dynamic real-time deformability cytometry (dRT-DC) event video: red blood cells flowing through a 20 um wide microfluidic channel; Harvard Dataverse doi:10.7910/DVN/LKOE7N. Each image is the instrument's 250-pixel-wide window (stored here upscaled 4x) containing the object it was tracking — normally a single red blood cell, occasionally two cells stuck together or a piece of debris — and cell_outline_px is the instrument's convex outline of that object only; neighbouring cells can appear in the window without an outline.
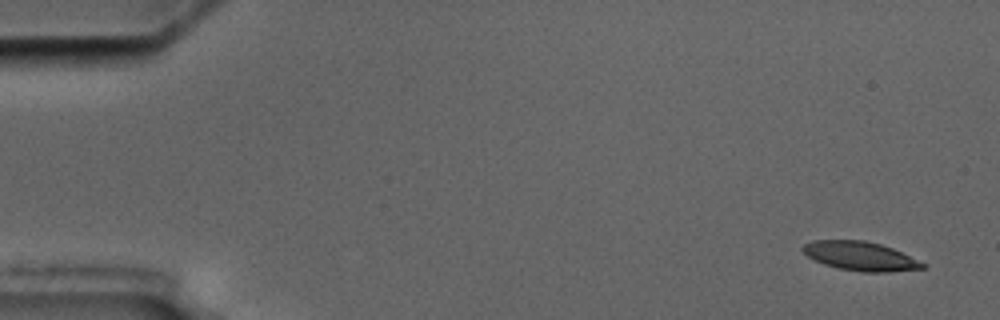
{"species": "common noctule bat (a hibernating species)", "species_latin": "Nyctalus noctula", "temperature_condition": "cold", "stored_images_in_passage": 4, "segment_of_instrument_passage": [1, 2], "camera_frame_rate_fps": 3000, "um_per_image_px": 0.085, "animal": {"sex": "male", "body_mass_g": 17.5, "forearm_length_mm": 52.3}, "frame": {"image": 1, "passage_image": 1, "time_ms": 0.0, "image_size_px": [1000, 320], "cell_outline_px": [[924, 268], [888, 272], [860, 272], [836, 268], [824, 264], [808, 256], [800, 248], [804, 244], [812, 240], [864, 240], [880, 244], [892, 248], [924, 264]], "centroid_in_image_um": [73.06, 21.77], "position_along_channel_um": 11.9, "area_um2": 20.0}}